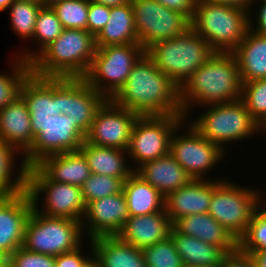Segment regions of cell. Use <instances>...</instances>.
Masks as SVG:
<instances>
[{"label":"cell","mask_w":266,"mask_h":267,"mask_svg":"<svg viewBox=\"0 0 266 267\" xmlns=\"http://www.w3.org/2000/svg\"><path fill=\"white\" fill-rule=\"evenodd\" d=\"M147 267H185L172 238L142 249Z\"/></svg>","instance_id":"obj_39"},{"label":"cell","mask_w":266,"mask_h":267,"mask_svg":"<svg viewBox=\"0 0 266 267\" xmlns=\"http://www.w3.org/2000/svg\"><path fill=\"white\" fill-rule=\"evenodd\" d=\"M173 227L183 235L196 237L205 243L225 247L229 252L238 248V241L209 213L181 217Z\"/></svg>","instance_id":"obj_25"},{"label":"cell","mask_w":266,"mask_h":267,"mask_svg":"<svg viewBox=\"0 0 266 267\" xmlns=\"http://www.w3.org/2000/svg\"><path fill=\"white\" fill-rule=\"evenodd\" d=\"M232 54L236 58L242 83L266 79V36L249 28Z\"/></svg>","instance_id":"obj_27"},{"label":"cell","mask_w":266,"mask_h":267,"mask_svg":"<svg viewBox=\"0 0 266 267\" xmlns=\"http://www.w3.org/2000/svg\"><path fill=\"white\" fill-rule=\"evenodd\" d=\"M110 7L88 1L87 30L94 36L107 24Z\"/></svg>","instance_id":"obj_42"},{"label":"cell","mask_w":266,"mask_h":267,"mask_svg":"<svg viewBox=\"0 0 266 267\" xmlns=\"http://www.w3.org/2000/svg\"><path fill=\"white\" fill-rule=\"evenodd\" d=\"M83 233L81 221L48 217L33 208L25 225L22 246L32 252L56 257L80 247L87 240Z\"/></svg>","instance_id":"obj_8"},{"label":"cell","mask_w":266,"mask_h":267,"mask_svg":"<svg viewBox=\"0 0 266 267\" xmlns=\"http://www.w3.org/2000/svg\"><path fill=\"white\" fill-rule=\"evenodd\" d=\"M172 227L170 218L163 210L146 215L130 216L117 237L142 250L167 239Z\"/></svg>","instance_id":"obj_20"},{"label":"cell","mask_w":266,"mask_h":267,"mask_svg":"<svg viewBox=\"0 0 266 267\" xmlns=\"http://www.w3.org/2000/svg\"><path fill=\"white\" fill-rule=\"evenodd\" d=\"M18 156L21 158H17ZM26 180L27 167L22 155L0 139V197H8L25 190Z\"/></svg>","instance_id":"obj_32"},{"label":"cell","mask_w":266,"mask_h":267,"mask_svg":"<svg viewBox=\"0 0 266 267\" xmlns=\"http://www.w3.org/2000/svg\"><path fill=\"white\" fill-rule=\"evenodd\" d=\"M191 28L215 52H233L249 29V11L225 4L197 0Z\"/></svg>","instance_id":"obj_5"},{"label":"cell","mask_w":266,"mask_h":267,"mask_svg":"<svg viewBox=\"0 0 266 267\" xmlns=\"http://www.w3.org/2000/svg\"><path fill=\"white\" fill-rule=\"evenodd\" d=\"M32 210L27 189L0 197V251L7 258L23 245L25 225Z\"/></svg>","instance_id":"obj_18"},{"label":"cell","mask_w":266,"mask_h":267,"mask_svg":"<svg viewBox=\"0 0 266 267\" xmlns=\"http://www.w3.org/2000/svg\"><path fill=\"white\" fill-rule=\"evenodd\" d=\"M95 36L88 30L64 29L31 62L39 77L83 78L96 53Z\"/></svg>","instance_id":"obj_3"},{"label":"cell","mask_w":266,"mask_h":267,"mask_svg":"<svg viewBox=\"0 0 266 267\" xmlns=\"http://www.w3.org/2000/svg\"><path fill=\"white\" fill-rule=\"evenodd\" d=\"M130 217L123 191L86 204L81 221L84 237L91 240L102 236H117Z\"/></svg>","instance_id":"obj_17"},{"label":"cell","mask_w":266,"mask_h":267,"mask_svg":"<svg viewBox=\"0 0 266 267\" xmlns=\"http://www.w3.org/2000/svg\"><path fill=\"white\" fill-rule=\"evenodd\" d=\"M13 0H0V12L7 11Z\"/></svg>","instance_id":"obj_52"},{"label":"cell","mask_w":266,"mask_h":267,"mask_svg":"<svg viewBox=\"0 0 266 267\" xmlns=\"http://www.w3.org/2000/svg\"><path fill=\"white\" fill-rule=\"evenodd\" d=\"M241 100L253 119L266 129V79L242 83Z\"/></svg>","instance_id":"obj_36"},{"label":"cell","mask_w":266,"mask_h":267,"mask_svg":"<svg viewBox=\"0 0 266 267\" xmlns=\"http://www.w3.org/2000/svg\"><path fill=\"white\" fill-rule=\"evenodd\" d=\"M184 120V115L138 116L126 150L132 169L168 154L171 136Z\"/></svg>","instance_id":"obj_12"},{"label":"cell","mask_w":266,"mask_h":267,"mask_svg":"<svg viewBox=\"0 0 266 267\" xmlns=\"http://www.w3.org/2000/svg\"><path fill=\"white\" fill-rule=\"evenodd\" d=\"M106 100L84 78L60 77V113L70 117L85 136L97 110Z\"/></svg>","instance_id":"obj_16"},{"label":"cell","mask_w":266,"mask_h":267,"mask_svg":"<svg viewBox=\"0 0 266 267\" xmlns=\"http://www.w3.org/2000/svg\"><path fill=\"white\" fill-rule=\"evenodd\" d=\"M145 53L180 87L215 51L190 27L175 38L153 43Z\"/></svg>","instance_id":"obj_6"},{"label":"cell","mask_w":266,"mask_h":267,"mask_svg":"<svg viewBox=\"0 0 266 267\" xmlns=\"http://www.w3.org/2000/svg\"><path fill=\"white\" fill-rule=\"evenodd\" d=\"M209 2L230 5L241 9L250 10L254 0H207Z\"/></svg>","instance_id":"obj_47"},{"label":"cell","mask_w":266,"mask_h":267,"mask_svg":"<svg viewBox=\"0 0 266 267\" xmlns=\"http://www.w3.org/2000/svg\"><path fill=\"white\" fill-rule=\"evenodd\" d=\"M253 7L257 8V12ZM251 11H255L254 13L257 14L252 16L254 13L252 14ZM249 28L257 34L266 36V4H257V6L252 4V8L249 10Z\"/></svg>","instance_id":"obj_44"},{"label":"cell","mask_w":266,"mask_h":267,"mask_svg":"<svg viewBox=\"0 0 266 267\" xmlns=\"http://www.w3.org/2000/svg\"><path fill=\"white\" fill-rule=\"evenodd\" d=\"M145 49L139 43L97 47L84 80L106 99H112L124 86Z\"/></svg>","instance_id":"obj_10"},{"label":"cell","mask_w":266,"mask_h":267,"mask_svg":"<svg viewBox=\"0 0 266 267\" xmlns=\"http://www.w3.org/2000/svg\"><path fill=\"white\" fill-rule=\"evenodd\" d=\"M81 267H101L98 259L92 255Z\"/></svg>","instance_id":"obj_51"},{"label":"cell","mask_w":266,"mask_h":267,"mask_svg":"<svg viewBox=\"0 0 266 267\" xmlns=\"http://www.w3.org/2000/svg\"><path fill=\"white\" fill-rule=\"evenodd\" d=\"M26 189L33 208L42 215L82 221L86 204L81 187L51 181L34 165L27 168Z\"/></svg>","instance_id":"obj_11"},{"label":"cell","mask_w":266,"mask_h":267,"mask_svg":"<svg viewBox=\"0 0 266 267\" xmlns=\"http://www.w3.org/2000/svg\"><path fill=\"white\" fill-rule=\"evenodd\" d=\"M111 100L138 116L183 115L179 86L160 71L146 53L135 63L124 86Z\"/></svg>","instance_id":"obj_1"},{"label":"cell","mask_w":266,"mask_h":267,"mask_svg":"<svg viewBox=\"0 0 266 267\" xmlns=\"http://www.w3.org/2000/svg\"><path fill=\"white\" fill-rule=\"evenodd\" d=\"M20 96L30 117L56 116L60 113V77H39L30 74L24 81Z\"/></svg>","instance_id":"obj_21"},{"label":"cell","mask_w":266,"mask_h":267,"mask_svg":"<svg viewBox=\"0 0 266 267\" xmlns=\"http://www.w3.org/2000/svg\"><path fill=\"white\" fill-rule=\"evenodd\" d=\"M184 127V128H183ZM169 153L175 161L195 180H218L209 173L220 167L228 154L219 145L208 141L185 119L173 132Z\"/></svg>","instance_id":"obj_9"},{"label":"cell","mask_w":266,"mask_h":267,"mask_svg":"<svg viewBox=\"0 0 266 267\" xmlns=\"http://www.w3.org/2000/svg\"><path fill=\"white\" fill-rule=\"evenodd\" d=\"M10 73L0 72V110L20 96V90L32 73L30 63L12 55ZM14 59V60H13Z\"/></svg>","instance_id":"obj_34"},{"label":"cell","mask_w":266,"mask_h":267,"mask_svg":"<svg viewBox=\"0 0 266 267\" xmlns=\"http://www.w3.org/2000/svg\"><path fill=\"white\" fill-rule=\"evenodd\" d=\"M0 267H7V264H0Z\"/></svg>","instance_id":"obj_57"},{"label":"cell","mask_w":266,"mask_h":267,"mask_svg":"<svg viewBox=\"0 0 266 267\" xmlns=\"http://www.w3.org/2000/svg\"><path fill=\"white\" fill-rule=\"evenodd\" d=\"M124 181V179L112 176L91 174L81 186L82 197L85 204L122 192Z\"/></svg>","instance_id":"obj_40"},{"label":"cell","mask_w":266,"mask_h":267,"mask_svg":"<svg viewBox=\"0 0 266 267\" xmlns=\"http://www.w3.org/2000/svg\"><path fill=\"white\" fill-rule=\"evenodd\" d=\"M238 248L247 254L266 249V200L258 206L246 233L238 240Z\"/></svg>","instance_id":"obj_37"},{"label":"cell","mask_w":266,"mask_h":267,"mask_svg":"<svg viewBox=\"0 0 266 267\" xmlns=\"http://www.w3.org/2000/svg\"><path fill=\"white\" fill-rule=\"evenodd\" d=\"M213 193L212 180L192 179L187 185L169 193L164 200V210L174 224L190 214L208 213Z\"/></svg>","instance_id":"obj_19"},{"label":"cell","mask_w":266,"mask_h":267,"mask_svg":"<svg viewBox=\"0 0 266 267\" xmlns=\"http://www.w3.org/2000/svg\"><path fill=\"white\" fill-rule=\"evenodd\" d=\"M258 189L242 186L227 178L213 179L208 213L237 241L246 233L258 206L265 199V192Z\"/></svg>","instance_id":"obj_7"},{"label":"cell","mask_w":266,"mask_h":267,"mask_svg":"<svg viewBox=\"0 0 266 267\" xmlns=\"http://www.w3.org/2000/svg\"><path fill=\"white\" fill-rule=\"evenodd\" d=\"M253 4H266V0H254Z\"/></svg>","instance_id":"obj_55"},{"label":"cell","mask_w":266,"mask_h":267,"mask_svg":"<svg viewBox=\"0 0 266 267\" xmlns=\"http://www.w3.org/2000/svg\"><path fill=\"white\" fill-rule=\"evenodd\" d=\"M170 237L185 267H220L230 253L225 247L215 246L171 228Z\"/></svg>","instance_id":"obj_26"},{"label":"cell","mask_w":266,"mask_h":267,"mask_svg":"<svg viewBox=\"0 0 266 267\" xmlns=\"http://www.w3.org/2000/svg\"><path fill=\"white\" fill-rule=\"evenodd\" d=\"M51 8L64 29L87 30L88 0H62Z\"/></svg>","instance_id":"obj_38"},{"label":"cell","mask_w":266,"mask_h":267,"mask_svg":"<svg viewBox=\"0 0 266 267\" xmlns=\"http://www.w3.org/2000/svg\"><path fill=\"white\" fill-rule=\"evenodd\" d=\"M62 0H40V4L45 7H51L55 3L60 2Z\"/></svg>","instance_id":"obj_53"},{"label":"cell","mask_w":266,"mask_h":267,"mask_svg":"<svg viewBox=\"0 0 266 267\" xmlns=\"http://www.w3.org/2000/svg\"><path fill=\"white\" fill-rule=\"evenodd\" d=\"M134 173L156 188L164 197L192 180L170 153L145 162L137 167Z\"/></svg>","instance_id":"obj_23"},{"label":"cell","mask_w":266,"mask_h":267,"mask_svg":"<svg viewBox=\"0 0 266 267\" xmlns=\"http://www.w3.org/2000/svg\"><path fill=\"white\" fill-rule=\"evenodd\" d=\"M50 116H43V117H30L31 120V130L34 137L43 130L44 121L48 119Z\"/></svg>","instance_id":"obj_48"},{"label":"cell","mask_w":266,"mask_h":267,"mask_svg":"<svg viewBox=\"0 0 266 267\" xmlns=\"http://www.w3.org/2000/svg\"><path fill=\"white\" fill-rule=\"evenodd\" d=\"M0 139L23 155L32 145L30 113L21 96L0 110Z\"/></svg>","instance_id":"obj_22"},{"label":"cell","mask_w":266,"mask_h":267,"mask_svg":"<svg viewBox=\"0 0 266 267\" xmlns=\"http://www.w3.org/2000/svg\"><path fill=\"white\" fill-rule=\"evenodd\" d=\"M88 1L98 3V4H103L109 7L121 6V5H124L130 2V0H88Z\"/></svg>","instance_id":"obj_50"},{"label":"cell","mask_w":266,"mask_h":267,"mask_svg":"<svg viewBox=\"0 0 266 267\" xmlns=\"http://www.w3.org/2000/svg\"><path fill=\"white\" fill-rule=\"evenodd\" d=\"M93 255L101 267H147L141 249L121 241L117 236L91 239Z\"/></svg>","instance_id":"obj_29"},{"label":"cell","mask_w":266,"mask_h":267,"mask_svg":"<svg viewBox=\"0 0 266 267\" xmlns=\"http://www.w3.org/2000/svg\"><path fill=\"white\" fill-rule=\"evenodd\" d=\"M19 1H29L33 3H40V0H19Z\"/></svg>","instance_id":"obj_56"},{"label":"cell","mask_w":266,"mask_h":267,"mask_svg":"<svg viewBox=\"0 0 266 267\" xmlns=\"http://www.w3.org/2000/svg\"><path fill=\"white\" fill-rule=\"evenodd\" d=\"M64 30L57 14L51 7L42 6L38 12L33 37L30 42H37L40 46L36 50L25 48L15 56L31 62L46 46L53 42ZM38 50V51H37Z\"/></svg>","instance_id":"obj_33"},{"label":"cell","mask_w":266,"mask_h":267,"mask_svg":"<svg viewBox=\"0 0 266 267\" xmlns=\"http://www.w3.org/2000/svg\"><path fill=\"white\" fill-rule=\"evenodd\" d=\"M163 6L179 11L186 15L190 20L193 18L197 0H156Z\"/></svg>","instance_id":"obj_46"},{"label":"cell","mask_w":266,"mask_h":267,"mask_svg":"<svg viewBox=\"0 0 266 267\" xmlns=\"http://www.w3.org/2000/svg\"><path fill=\"white\" fill-rule=\"evenodd\" d=\"M87 244H89V248ZM86 246L88 248V252H84L85 247H83L82 244L76 250L56 256L55 267H81L93 255V245L91 240H88Z\"/></svg>","instance_id":"obj_43"},{"label":"cell","mask_w":266,"mask_h":267,"mask_svg":"<svg viewBox=\"0 0 266 267\" xmlns=\"http://www.w3.org/2000/svg\"><path fill=\"white\" fill-rule=\"evenodd\" d=\"M242 81L232 52H215L179 87L183 115L188 118L193 109L241 99Z\"/></svg>","instance_id":"obj_2"},{"label":"cell","mask_w":266,"mask_h":267,"mask_svg":"<svg viewBox=\"0 0 266 267\" xmlns=\"http://www.w3.org/2000/svg\"><path fill=\"white\" fill-rule=\"evenodd\" d=\"M221 267H256L253 257L237 248L230 252Z\"/></svg>","instance_id":"obj_45"},{"label":"cell","mask_w":266,"mask_h":267,"mask_svg":"<svg viewBox=\"0 0 266 267\" xmlns=\"http://www.w3.org/2000/svg\"><path fill=\"white\" fill-rule=\"evenodd\" d=\"M256 267H266V249L255 251L251 254Z\"/></svg>","instance_id":"obj_49"},{"label":"cell","mask_w":266,"mask_h":267,"mask_svg":"<svg viewBox=\"0 0 266 267\" xmlns=\"http://www.w3.org/2000/svg\"><path fill=\"white\" fill-rule=\"evenodd\" d=\"M80 151L88 161L91 174H101L127 180L134 173L129 164L126 150L96 146L85 141Z\"/></svg>","instance_id":"obj_28"},{"label":"cell","mask_w":266,"mask_h":267,"mask_svg":"<svg viewBox=\"0 0 266 267\" xmlns=\"http://www.w3.org/2000/svg\"><path fill=\"white\" fill-rule=\"evenodd\" d=\"M139 44L146 50L157 41L172 39L191 27L190 19L156 0H130Z\"/></svg>","instance_id":"obj_13"},{"label":"cell","mask_w":266,"mask_h":267,"mask_svg":"<svg viewBox=\"0 0 266 267\" xmlns=\"http://www.w3.org/2000/svg\"><path fill=\"white\" fill-rule=\"evenodd\" d=\"M137 117L134 112L107 99L97 110L85 141L96 146L127 150Z\"/></svg>","instance_id":"obj_15"},{"label":"cell","mask_w":266,"mask_h":267,"mask_svg":"<svg viewBox=\"0 0 266 267\" xmlns=\"http://www.w3.org/2000/svg\"><path fill=\"white\" fill-rule=\"evenodd\" d=\"M7 267H55V257L17 248L7 259Z\"/></svg>","instance_id":"obj_41"},{"label":"cell","mask_w":266,"mask_h":267,"mask_svg":"<svg viewBox=\"0 0 266 267\" xmlns=\"http://www.w3.org/2000/svg\"><path fill=\"white\" fill-rule=\"evenodd\" d=\"M193 113L186 120L208 141L228 152L225 145L243 142L264 130L253 119L242 100L208 105L198 115ZM193 117V119H192ZM191 120V121H190Z\"/></svg>","instance_id":"obj_4"},{"label":"cell","mask_w":266,"mask_h":267,"mask_svg":"<svg viewBox=\"0 0 266 267\" xmlns=\"http://www.w3.org/2000/svg\"><path fill=\"white\" fill-rule=\"evenodd\" d=\"M7 257L0 251V264H7Z\"/></svg>","instance_id":"obj_54"},{"label":"cell","mask_w":266,"mask_h":267,"mask_svg":"<svg viewBox=\"0 0 266 267\" xmlns=\"http://www.w3.org/2000/svg\"><path fill=\"white\" fill-rule=\"evenodd\" d=\"M108 20L95 36L96 47L139 43L131 1L121 6L110 7Z\"/></svg>","instance_id":"obj_30"},{"label":"cell","mask_w":266,"mask_h":267,"mask_svg":"<svg viewBox=\"0 0 266 267\" xmlns=\"http://www.w3.org/2000/svg\"><path fill=\"white\" fill-rule=\"evenodd\" d=\"M36 166L51 180L81 187L91 172L84 154L65 152L44 157Z\"/></svg>","instance_id":"obj_24"},{"label":"cell","mask_w":266,"mask_h":267,"mask_svg":"<svg viewBox=\"0 0 266 267\" xmlns=\"http://www.w3.org/2000/svg\"><path fill=\"white\" fill-rule=\"evenodd\" d=\"M84 142L85 135L73 125L70 117L64 114L50 116L22 158L29 168L49 155L79 151Z\"/></svg>","instance_id":"obj_14"},{"label":"cell","mask_w":266,"mask_h":267,"mask_svg":"<svg viewBox=\"0 0 266 267\" xmlns=\"http://www.w3.org/2000/svg\"><path fill=\"white\" fill-rule=\"evenodd\" d=\"M123 193L130 216L146 215L164 210L165 197L135 173L124 181Z\"/></svg>","instance_id":"obj_31"},{"label":"cell","mask_w":266,"mask_h":267,"mask_svg":"<svg viewBox=\"0 0 266 267\" xmlns=\"http://www.w3.org/2000/svg\"><path fill=\"white\" fill-rule=\"evenodd\" d=\"M42 5L29 1L13 0L8 7L10 27L25 42L31 41L37 15Z\"/></svg>","instance_id":"obj_35"}]
</instances>
